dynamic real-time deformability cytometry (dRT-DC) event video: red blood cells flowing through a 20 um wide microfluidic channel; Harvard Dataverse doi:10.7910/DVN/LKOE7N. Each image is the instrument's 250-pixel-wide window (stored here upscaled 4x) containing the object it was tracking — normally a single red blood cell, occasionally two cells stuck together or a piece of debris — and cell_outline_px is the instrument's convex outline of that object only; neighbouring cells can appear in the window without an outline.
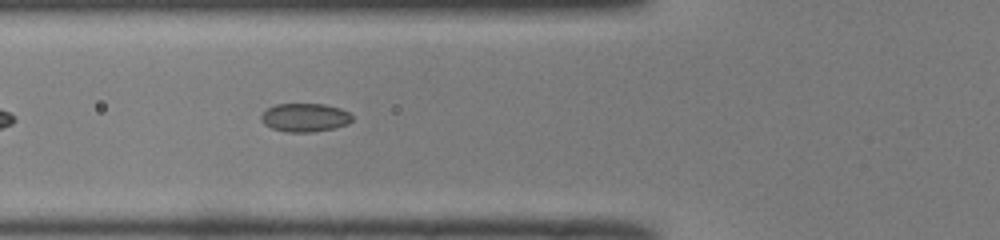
{"species": "common noctule bat (a hibernating species)", "species_latin": "Nyctalus noctula", "temperature_condition": "room temperature", "stored_images_in_passage": 16, "camera_frame_rate_fps": 3000, "um_per_image_px": 0.085, "animal": {"sex": "male", "body_mass_g": 19.0, "forearm_length_mm": 50.8}, "frame": {"image": 1, "passage_image": 7, "time_ms": 2.0, "image_size_px": [1000, 240], "cell_outline_px": [[352, 120], [348, 124], [336, 128], [312, 132], [288, 132], [272, 128], [264, 124], [260, 120], [260, 116], [268, 108], [276, 104], [324, 104], [340, 108], [348, 112], [352, 116]], "centroid_in_image_um": [25.92, 9.99], "position_along_channel_um": 99.9, "area_um2": 15.14}}
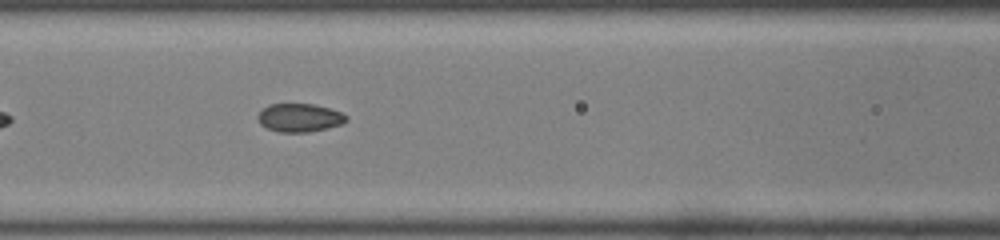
{"frame": {"image": 2, "passage_image": 10, "time_ms": 3.0, "image_size_px": [1000, 240], "cell_outline_px": [[348, 120], [340, 124], [328, 128], [308, 132], [276, 132], [260, 124], [256, 116], [268, 104], [312, 104], [328, 108], [340, 112], [348, 116]], "centroid_in_image_um": [25.44, 10.01], "position_along_channel_um": 141.2, "area_um2": 14.57}}